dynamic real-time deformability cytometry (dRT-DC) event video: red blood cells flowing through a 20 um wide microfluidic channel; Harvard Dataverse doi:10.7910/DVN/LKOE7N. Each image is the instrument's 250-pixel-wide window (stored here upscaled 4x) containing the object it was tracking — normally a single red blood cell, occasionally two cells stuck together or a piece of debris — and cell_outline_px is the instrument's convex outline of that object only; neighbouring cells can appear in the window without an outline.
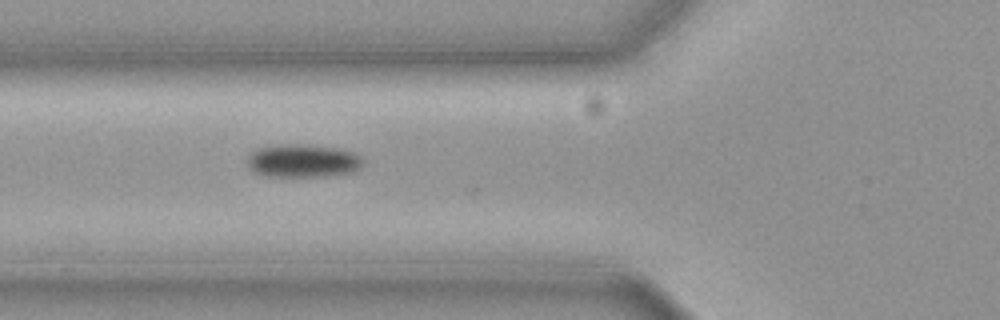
{"species": "common noctule bat (a hibernating species)", "species_latin": "Nyctalus noctula", "temperature_condition": "cold", "stored_images_in_passage": 4, "camera_frame_rate_fps": 3000, "um_per_image_px": 0.085, "animal": {"sex": "female", "body_mass_g": 19.3, "forearm_length_mm": 54.1}, "frame": {"image": 1, "passage_image": 2, "time_ms": 0.333, "image_size_px": [1000, 320], "cell_outline_px": [[364, 164], [356, 172], [332, 176], [264, 176], [252, 172], [248, 168], [248, 156], [256, 148], [276, 144], [312, 144], [344, 148], [356, 152], [364, 160]], "centroid_in_image_um": [25.8, 13.65], "position_along_channel_um": 100.0, "area_um2": 23.24}}